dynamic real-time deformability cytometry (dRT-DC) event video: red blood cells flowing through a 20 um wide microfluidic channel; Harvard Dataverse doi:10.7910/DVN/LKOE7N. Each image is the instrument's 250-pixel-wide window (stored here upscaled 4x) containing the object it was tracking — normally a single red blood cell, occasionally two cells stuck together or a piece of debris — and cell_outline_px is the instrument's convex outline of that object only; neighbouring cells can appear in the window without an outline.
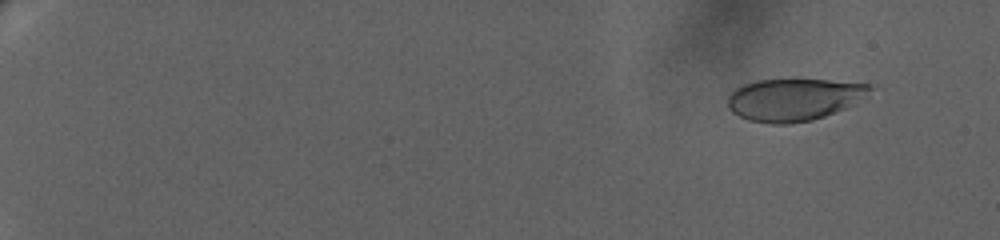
{"species": "human", "species_latin": "Homo sapiens", "temperature_condition": "warm", "stored_images_in_passage": 75, "camera_frame_rate_fps": 3000, "um_per_image_px": 0.085, "donor": {"sex": "female"}, "frame": {"image": 1, "passage_image": 6, "time_ms": 2.0, "image_size_px": [1000, 240], "cell_outline_px": [[872, 88], [844, 108], [824, 116], [812, 120], [792, 124], [772, 124], [748, 120], [732, 112], [728, 108], [728, 96], [736, 88], [744, 84], [756, 80], [828, 80], [868, 84]], "centroid_in_image_um": [67.37, 8.47], "position_along_channel_um": 17.6, "area_um2": 34.33}}
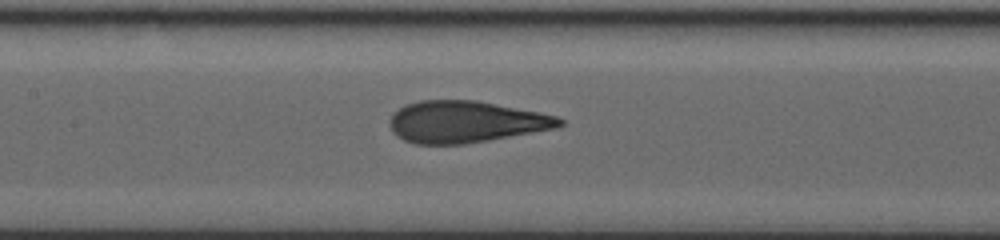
{"frame": {"image": 2, "passage_image": 42, "time_ms": 12.333, "image_size_px": [1000, 240], "cell_outline_px": [[564, 124], [556, 128], [488, 140], [464, 144], [416, 144], [404, 140], [396, 136], [392, 132], [388, 124], [388, 120], [392, 112], [404, 104], [420, 100], [476, 100], [540, 112], [556, 116], [564, 120]], "centroid_in_image_um": [39.52, 10.35], "position_along_channel_um": 167.9, "area_um2": 41.56}}
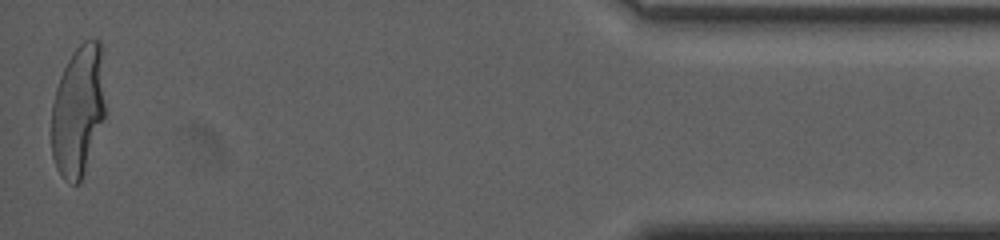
{"frame": {"image": 3, "passage_image": 75, "time_ms": 22.0, "image_size_px": [1000, 240], "cell_outline_px": [[104, 116], [80, 184], [72, 184], [64, 180], [56, 168], [52, 156], [52, 104], [56, 88], [60, 76], [72, 52], [84, 40], [100, 40], [104, 48]], "centroid_in_image_um": [6.65, 9.36], "position_along_channel_um": 428.5, "area_um2": 41.33}, "authors_computed_cell_mechanics": {"area_um2": 40.5178, "velocity_mm_per_s": 3.3365, "shape_relaxation_time_tau1_ms": 10.5305, "shape_relaxation_time_tau2_ms": null, "deformation_change_tau1": 0.3291, "deformation_change_tau2": null}}